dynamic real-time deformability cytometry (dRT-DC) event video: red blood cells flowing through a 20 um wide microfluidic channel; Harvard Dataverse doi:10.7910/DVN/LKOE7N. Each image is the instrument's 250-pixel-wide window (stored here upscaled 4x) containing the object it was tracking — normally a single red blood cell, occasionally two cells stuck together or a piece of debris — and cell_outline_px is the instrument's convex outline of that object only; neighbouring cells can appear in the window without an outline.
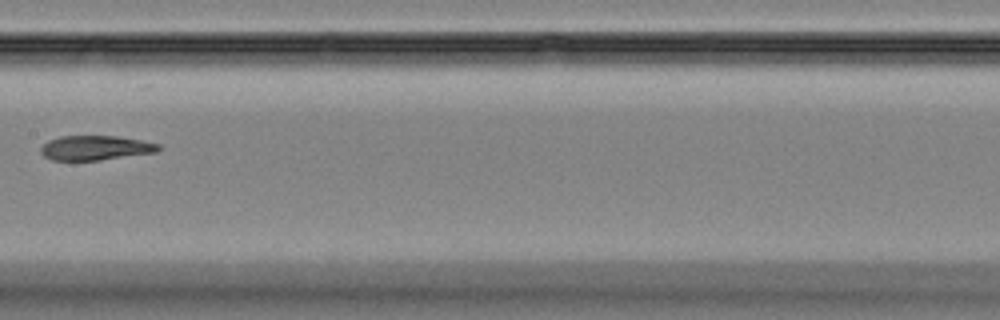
{"species": "Egyptian fruit bat (a non-hibernating species)", "species_latin": "Rousettus aegyptiacus", "temperature_condition": "room temperature", "stored_images_in_passage": 9, "camera_frame_rate_fps": 3000, "um_per_image_px": 0.085, "animal": {"sex": "female"}, "frame": {"image": 1, "passage_image": 8, "time_ms": 8.0, "image_size_px": [1000, 320], "cell_outline_px": [[164, 148], [156, 152], [100, 160], [52, 160], [44, 156], [40, 152], [40, 148], [48, 140], [60, 136], [116, 136], [140, 140], [160, 144]], "centroid_in_image_um": [8.12, 12.56], "position_along_channel_um": 199.3, "area_um2": 16.88}}
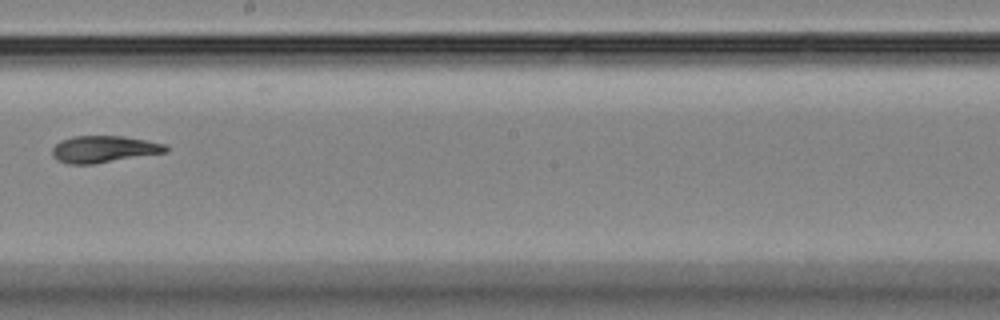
{"frame": {"image": 2, "passage_image": 9, "time_ms": 9.0, "image_size_px": [1000, 320], "cell_outline_px": [[168, 152], [92, 164], [68, 164], [56, 160], [52, 156], [52, 148], [60, 140], [72, 136], [124, 136], [164, 144], [168, 148]], "centroid_in_image_um": [8.78, 12.68], "position_along_channel_um": 239.4, "area_um2": 17.74}}